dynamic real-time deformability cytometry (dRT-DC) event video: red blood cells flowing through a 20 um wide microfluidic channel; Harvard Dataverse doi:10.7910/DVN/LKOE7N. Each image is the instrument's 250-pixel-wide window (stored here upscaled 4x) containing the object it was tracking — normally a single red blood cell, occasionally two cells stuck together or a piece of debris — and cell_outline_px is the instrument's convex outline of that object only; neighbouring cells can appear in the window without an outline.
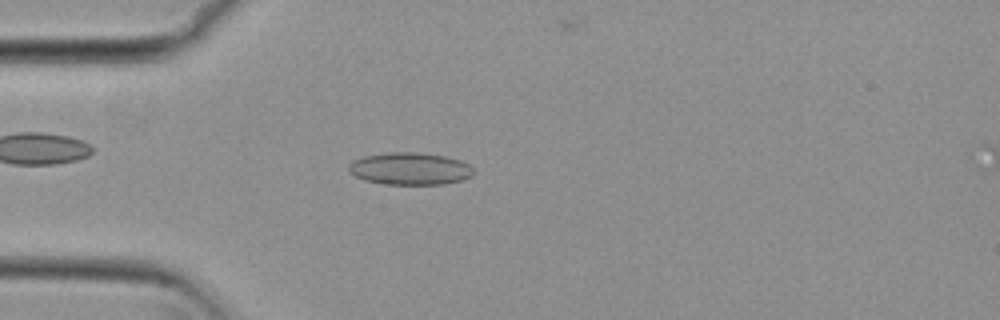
{"species": "common noctule bat (a hibernating species)", "species_latin": "Nyctalus noctula", "temperature_condition": "cold", "stored_images_in_passage": 46, "camera_frame_rate_fps": 3000, "um_per_image_px": 0.085, "animal": {"sex": "female", "body_mass_g": 29.2, "forearm_length_mm": 56.3}, "frame": {"image": 1, "passage_image": 9, "time_ms": 2.667, "image_size_px": [1000, 320], "cell_outline_px": [[472, 176], [464, 180], [444, 184], [384, 184], [364, 180], [356, 176], [348, 168], [348, 164], [352, 160], [364, 156], [388, 152], [416, 152], [444, 156], [460, 160], [468, 164], [472, 168]], "centroid_in_image_um": [34.84, 14.34], "position_along_channel_um": 50.2, "area_um2": 23.47}}
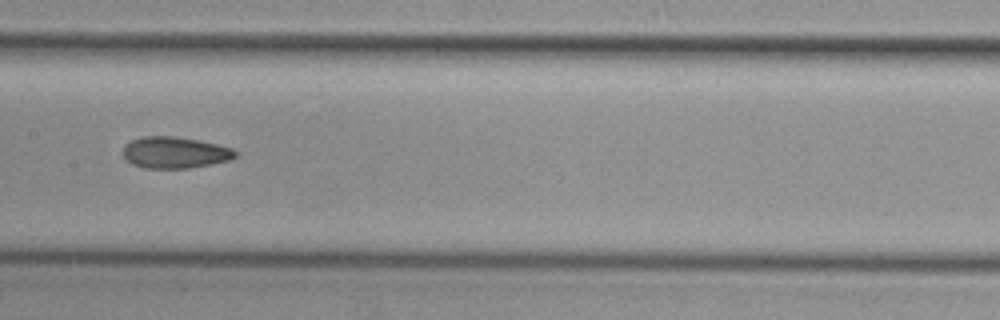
{"frame": {"image": 2, "passage_image": 21, "time_ms": 6.667, "image_size_px": [1000, 320], "cell_outline_px": [[236, 156], [228, 160], [212, 164], [188, 168], [144, 168], [132, 164], [120, 152], [124, 144], [132, 140], [144, 136], [172, 136], [196, 140], [216, 144], [232, 148], [236, 152]], "centroid_in_image_um": [14.81, 12.97], "position_along_channel_um": 192.6, "area_um2": 20.52}}
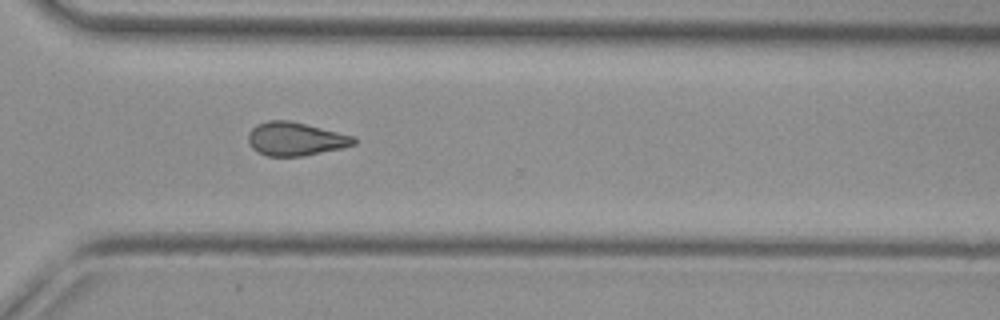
{"frame": {"image": 3, "passage_image": 33, "time_ms": 10.667, "image_size_px": [1000, 320], "cell_outline_px": [[356, 144], [340, 148], [304, 156], [268, 156], [256, 152], [248, 144], [248, 132], [256, 124], [268, 120], [292, 120], [352, 136], [356, 140]], "centroid_in_image_um": [25.05, 11.8], "position_along_channel_um": 345.6, "area_um2": 20.63}}